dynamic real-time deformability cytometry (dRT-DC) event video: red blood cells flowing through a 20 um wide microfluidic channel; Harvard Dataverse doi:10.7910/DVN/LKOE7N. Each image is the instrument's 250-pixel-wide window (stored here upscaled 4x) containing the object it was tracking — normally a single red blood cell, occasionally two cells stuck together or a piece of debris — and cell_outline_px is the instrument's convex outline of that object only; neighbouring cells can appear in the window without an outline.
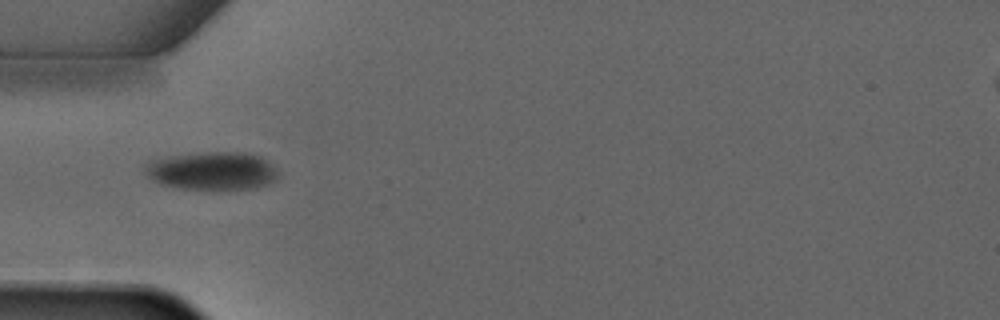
{"species": "common noctule bat (a hibernating species)", "species_latin": "Nyctalus noctula", "temperature_condition": "warm", "stored_images_in_passage": 5, "camera_frame_rate_fps": 3000, "um_per_image_px": 0.085, "animal": {"sex": "male", "forearm_length_mm": 52.5}, "frame": {"image": 1, "passage_image": 2, "time_ms": 1.333, "image_size_px": [1000, 320], "cell_outline_px": [[280, 176], [276, 180], [268, 184], [256, 188], [184, 188], [160, 184], [152, 180], [144, 172], [144, 164], [148, 160], [172, 156], [212, 152], [236, 152], [260, 156], [272, 164], [280, 172]], "centroid_in_image_um": [18.05, 14.51], "position_along_channel_um": 67.0, "area_um2": 29.3}}